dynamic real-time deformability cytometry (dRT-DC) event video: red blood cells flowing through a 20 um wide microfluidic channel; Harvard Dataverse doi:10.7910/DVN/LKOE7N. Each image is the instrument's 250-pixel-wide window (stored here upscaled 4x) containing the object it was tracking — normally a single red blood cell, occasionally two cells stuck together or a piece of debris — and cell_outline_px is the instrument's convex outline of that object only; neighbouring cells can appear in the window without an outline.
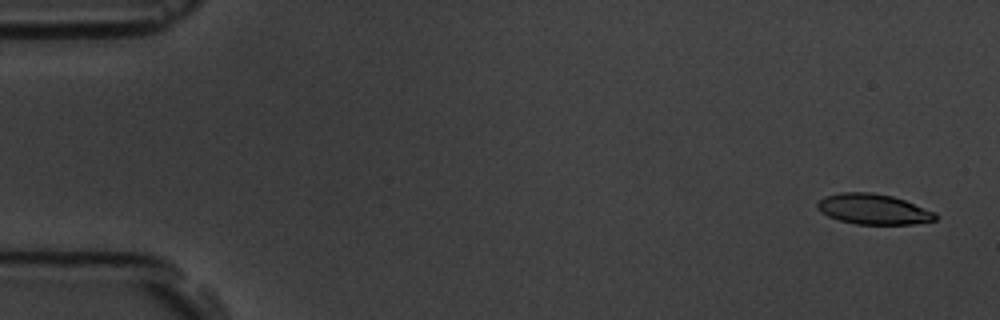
{"species": "common noctule bat (a hibernating species)", "species_latin": "Nyctalus noctula", "temperature_condition": "room temperature", "stored_images_in_passage": 4, "camera_frame_rate_fps": 3000, "um_per_image_px": 0.085, "animal": {"sex": "male", "body_mass_g": 19.5, "forearm_length_mm": 54.6}, "frame": {"image": 1, "passage_image": 1, "time_ms": 0.0, "image_size_px": [1000, 320], "cell_outline_px": [[936, 220], [912, 224], [856, 224], [840, 220], [828, 216], [820, 212], [816, 208], [816, 204], [824, 196], [840, 192], [872, 192], [892, 196], [904, 200], [936, 212]], "centroid_in_image_um": [74.21, 17.77], "position_along_channel_um": 10.8, "area_um2": 20.92}}
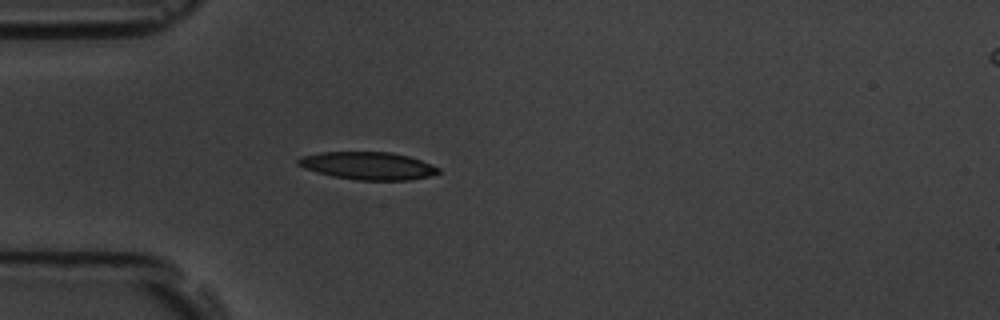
{"frame": {"image": 2, "passage_image": 4, "time_ms": 4.667, "image_size_px": [1000, 320], "cell_outline_px": [[440, 172], [428, 176], [412, 180], [360, 180], [332, 176], [316, 172], [304, 168], [296, 164], [296, 160], [300, 156], [320, 152], [392, 152], [408, 156], [420, 160], [440, 168]], "centroid_in_image_um": [31.24, 14.08], "position_along_channel_um": 53.8, "area_um2": 22.66}}